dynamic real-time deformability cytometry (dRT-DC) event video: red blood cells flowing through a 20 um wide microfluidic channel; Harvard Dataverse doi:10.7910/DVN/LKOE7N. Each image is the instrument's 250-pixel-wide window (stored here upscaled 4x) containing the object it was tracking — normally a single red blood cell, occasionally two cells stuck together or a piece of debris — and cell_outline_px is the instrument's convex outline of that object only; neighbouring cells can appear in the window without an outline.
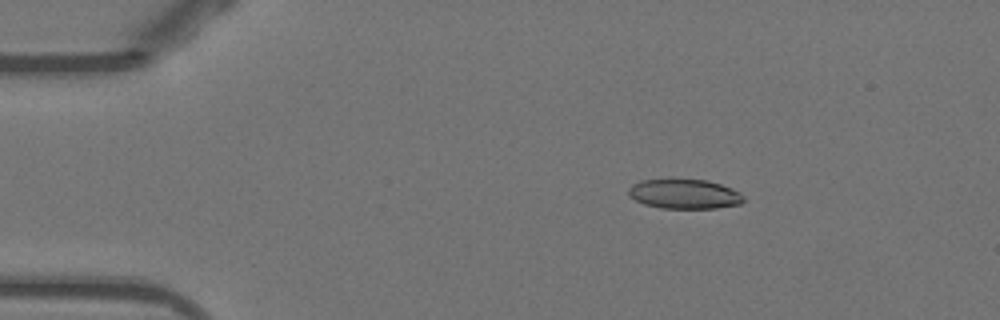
{"species": "Egyptian fruit bat (a non-hibernating species)", "species_latin": "Rousettus aegyptiacus", "temperature_condition": "warm", "stored_images_in_passage": 52, "camera_frame_rate_fps": 3000, "um_per_image_px": 0.085, "animal": {"sex": "female"}, "frame": {"image": 1, "passage_image": 9, "time_ms": 2.667, "image_size_px": [1000, 320], "cell_outline_px": [[744, 200], [740, 204], [716, 208], [660, 208], [644, 204], [636, 200], [628, 192], [628, 188], [632, 184], [640, 180], [708, 180], [732, 188], [740, 192], [744, 196]], "centroid_in_image_um": [58.2, 16.49], "position_along_channel_um": 26.8, "area_um2": 19.71}}
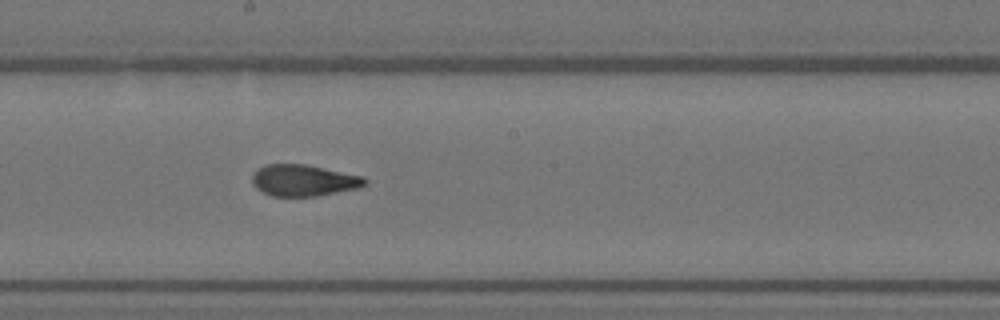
{"frame": {"image": 2, "passage_image": 29, "time_ms": 9.333, "image_size_px": [1000, 320], "cell_outline_px": [[368, 184], [360, 188], [316, 196], [272, 196], [256, 188], [252, 184], [252, 176], [264, 164], [304, 164], [364, 176], [368, 180]], "centroid_in_image_um": [25.85, 15.33], "position_along_channel_um": 222.3, "area_um2": 20.69}}
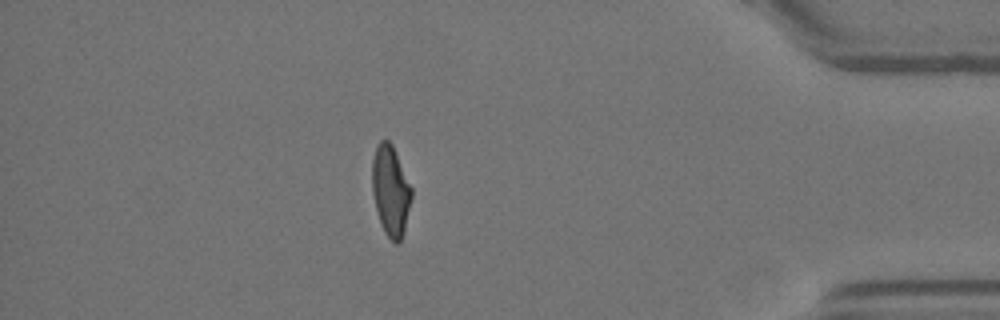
{"frame": {"image": 3, "passage_image": 46, "time_ms": 15.0, "image_size_px": [1000, 320], "cell_outline_px": [[412, 196], [404, 232], [400, 240], [396, 244], [384, 232], [380, 224], [372, 192], [372, 160], [376, 148], [380, 140], [388, 140], [392, 144], [412, 188]], "centroid_in_image_um": [33.2, 16.21], "position_along_channel_um": 402.0, "area_um2": 20.63}, "authors_computed_cell_mechanics": {"area_um2": 20.8947, "velocity_mm_per_s": 3.8951, "shape_relaxation_time_tau1_ms": null, "shape_relaxation_time_tau2_ms": 1.2525, "deformation_change_tau1": null, "deformation_change_tau2": 0.0812}}